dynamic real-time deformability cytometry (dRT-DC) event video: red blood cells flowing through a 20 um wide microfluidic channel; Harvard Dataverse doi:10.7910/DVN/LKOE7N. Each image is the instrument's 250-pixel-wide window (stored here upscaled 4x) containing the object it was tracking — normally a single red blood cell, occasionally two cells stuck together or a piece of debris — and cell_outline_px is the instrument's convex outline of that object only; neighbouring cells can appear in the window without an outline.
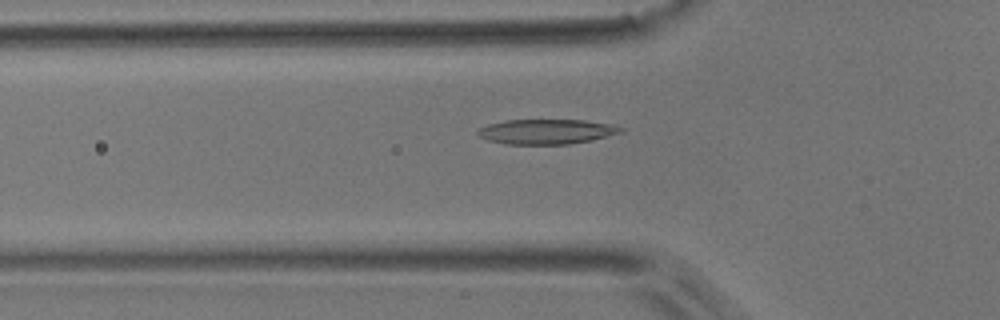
{"species": "common noctule bat (a hibernating species)", "species_latin": "Nyctalus noctula", "temperature_condition": "room temperature", "stored_images_in_passage": 54, "camera_frame_rate_fps": 3000, "um_per_image_px": 0.085, "animal": {"sex": "male", "body_mass_g": 17.9}, "frame": {"image": 1, "passage_image": 18, "time_ms": 5.667, "image_size_px": [1000, 320], "cell_outline_px": [[624, 128], [620, 132], [592, 140], [568, 144], [508, 144], [488, 140], [480, 136], [476, 132], [476, 128], [488, 124], [504, 120], [584, 120], [612, 124]], "centroid_in_image_um": [46.41, 11.18], "position_along_channel_um": 79.4, "area_um2": 20.69}}
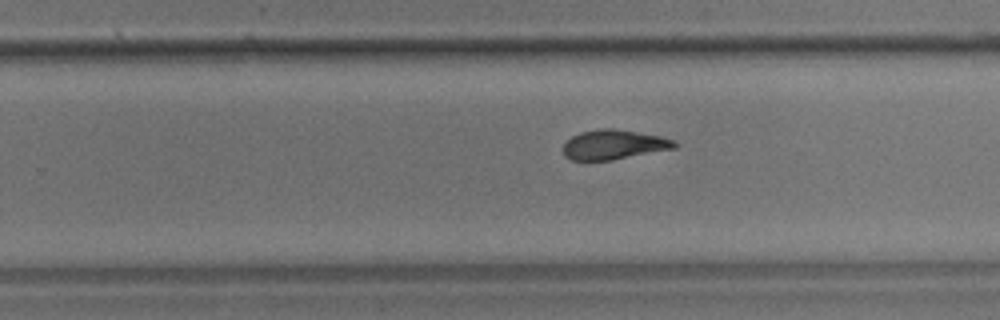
{"frame": {"image": 2, "passage_image": 34, "time_ms": 11.0, "image_size_px": [1000, 320], "cell_outline_px": [[680, 144], [676, 148], [612, 160], [572, 160], [564, 156], [564, 144], [572, 136], [580, 132], [600, 128], [612, 128], [660, 136], [672, 140]], "centroid_in_image_um": [52.18, 12.29], "position_along_channel_um": 277.6, "area_um2": 19.13}}
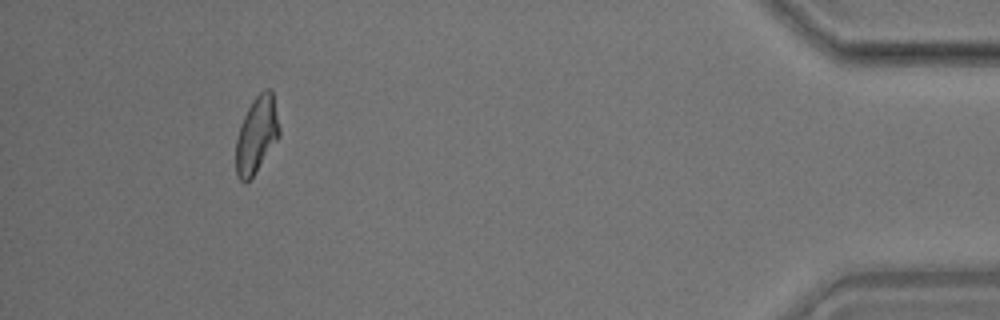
{"frame": {"image": 3, "passage_image": 50, "time_ms": 16.333, "image_size_px": [1000, 320], "cell_outline_px": [[280, 136], [252, 176], [244, 184], [236, 176], [236, 140], [240, 124], [252, 100], [264, 88], [272, 88], [280, 128]], "centroid_in_image_um": [21.81, 11.42], "position_along_channel_um": 413.4, "area_um2": 19.36}, "authors_computed_cell_mechanics": {"area_um2": 20.2011, "velocity_mm_per_s": 3.7135, "shape_relaxation_time_tau1_ms": 4.3794, "shape_relaxation_time_tau2_ms": 2.5936, "deformation_change_tau1": 0.1558, "deformation_change_tau2": 0.0955}}